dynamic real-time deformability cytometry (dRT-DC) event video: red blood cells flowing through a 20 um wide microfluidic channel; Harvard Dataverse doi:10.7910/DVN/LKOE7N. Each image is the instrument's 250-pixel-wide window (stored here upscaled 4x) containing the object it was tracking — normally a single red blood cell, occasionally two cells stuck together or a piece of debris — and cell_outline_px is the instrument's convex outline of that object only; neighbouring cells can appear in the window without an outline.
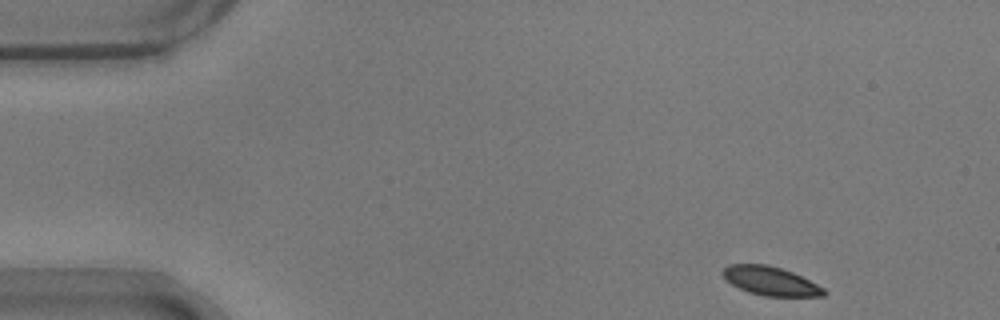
{"species": "common noctule bat (a hibernating species)", "species_latin": "Nyctalus noctula", "temperature_condition": "warm", "stored_images_in_passage": 51, "camera_frame_rate_fps": 3000, "um_per_image_px": 0.085, "animal": {"sex": "male", "body_mass_g": 17.9}, "frame": {"image": 1, "passage_image": 1, "time_ms": 0.0, "image_size_px": [1000, 320], "cell_outline_px": [[828, 292], [824, 296], [764, 296], [748, 292], [732, 284], [720, 272], [728, 264], [768, 264], [792, 272], [824, 288]], "centroid_in_image_um": [65.49, 23.88], "position_along_channel_um": 19.5, "area_um2": 16.82}}
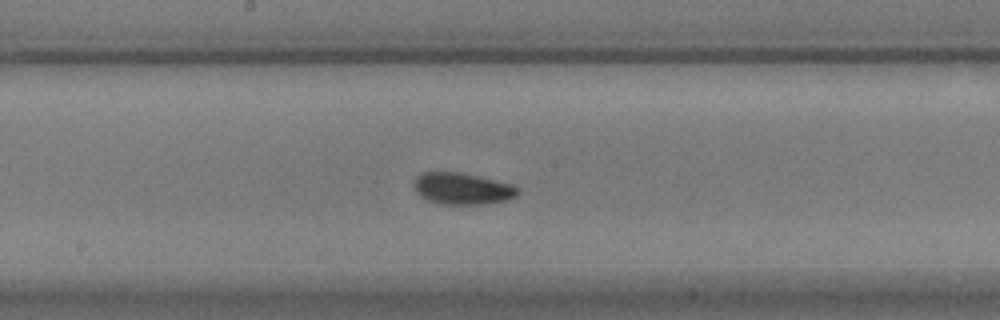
{"frame": {"image": 2, "passage_image": 24, "time_ms": 7.667, "image_size_px": [1000, 320], "cell_outline_px": [[520, 192], [516, 196], [508, 200], [488, 204], [440, 204], [428, 200], [420, 196], [416, 192], [412, 184], [416, 176], [424, 172], [460, 172], [480, 176], [512, 184], [520, 188]], "centroid_in_image_um": [39.31, 16.03], "position_along_channel_um": 208.9, "area_um2": 19.48}}
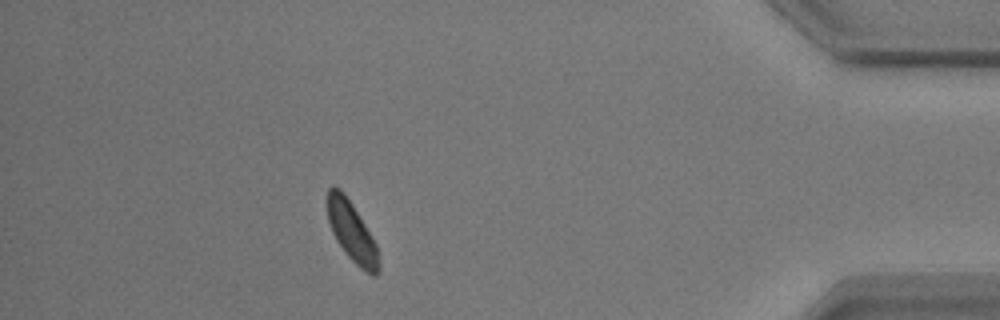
{"frame": {"image": 3, "passage_image": 44, "time_ms": 14.333, "image_size_px": [1000, 320], "cell_outline_px": [[380, 272], [376, 276], [372, 276], [364, 272], [344, 252], [336, 240], [332, 232], [328, 220], [324, 200], [328, 188], [332, 184], [340, 188], [344, 192], [352, 204], [372, 236], [376, 244], [380, 264]], "centroid_in_image_um": [29.87, 19.67], "position_along_channel_um": 405.3, "area_um2": 18.5}, "authors_computed_cell_mechanics": {"area_um2": 18.2648, "velocity_mm_per_s": 3.6619, "shape_relaxation_time_tau1_ms": 2.1028, "shape_relaxation_time_tau2_ms": null, "deformation_change_tau1": 0.0546, "deformation_change_tau2": null}}